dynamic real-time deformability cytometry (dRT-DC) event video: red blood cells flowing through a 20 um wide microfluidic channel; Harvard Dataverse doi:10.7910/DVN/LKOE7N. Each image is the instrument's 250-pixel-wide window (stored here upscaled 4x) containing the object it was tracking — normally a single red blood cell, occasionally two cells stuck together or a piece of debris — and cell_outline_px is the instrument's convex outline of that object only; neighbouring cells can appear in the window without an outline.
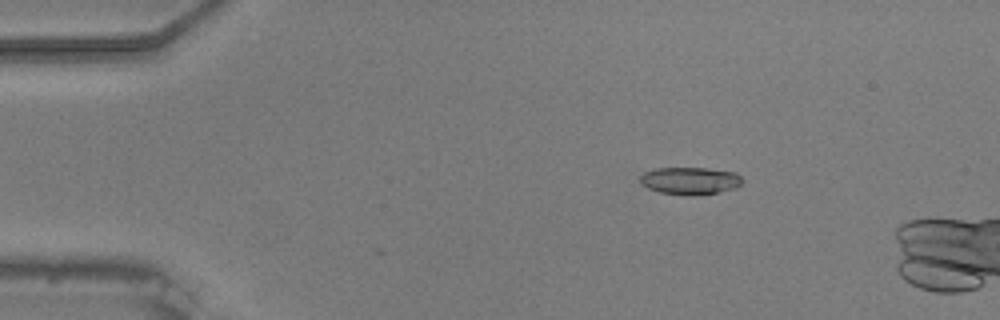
{"species": "common noctule bat (a hibernating species)", "species_latin": "Nyctalus noctula", "temperature_condition": "warm", "stored_images_in_passage": 4, "camera_frame_rate_fps": 3000, "um_per_image_px": 0.085, "animal": {"sex": "male", "body_mass_g": 20.5, "forearm_length_mm": 52.5}, "frame": {"image": 1, "passage_image": 1, "time_ms": 0.0, "image_size_px": [1000, 320], "cell_outline_px": [[740, 184], [736, 188], [716, 192], [660, 192], [648, 188], [640, 184], [640, 176], [644, 172], [656, 168], [708, 168], [736, 172], [740, 176]], "centroid_in_image_um": [58.62, 15.3], "position_along_channel_um": 26.4, "area_um2": 15.43}}